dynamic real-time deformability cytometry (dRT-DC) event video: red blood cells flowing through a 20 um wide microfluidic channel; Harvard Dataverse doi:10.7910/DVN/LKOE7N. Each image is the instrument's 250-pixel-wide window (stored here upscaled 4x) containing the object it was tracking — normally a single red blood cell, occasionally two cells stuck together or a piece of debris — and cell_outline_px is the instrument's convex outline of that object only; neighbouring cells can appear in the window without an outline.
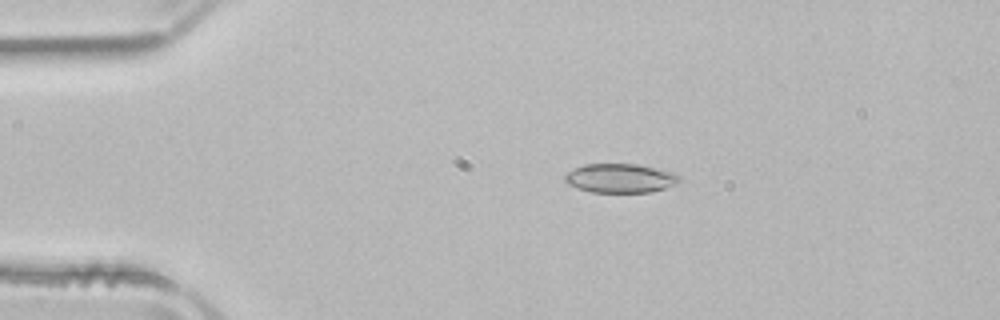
{"species": "common noctule bat (a hibernating species)", "species_latin": "Nyctalus noctula", "temperature_condition": "room temperature", "stored_images_in_passage": 4, "camera_frame_rate_fps": 3000, "um_per_image_px": 0.085, "animal": {"sex": "male", "body_mass_g": 21.5, "forearm_length_mm": 52.0}, "frame": {"image": 1, "passage_image": 2, "time_ms": 0.333, "image_size_px": [1000, 320], "cell_outline_px": [[680, 180], [676, 184], [652, 192], [592, 192], [568, 184], [564, 180], [564, 176], [568, 172], [584, 164], [636, 164], [672, 172], [680, 176]], "centroid_in_image_um": [52.73, 15.15], "position_along_channel_um": 32.3, "area_um2": 19.13}}
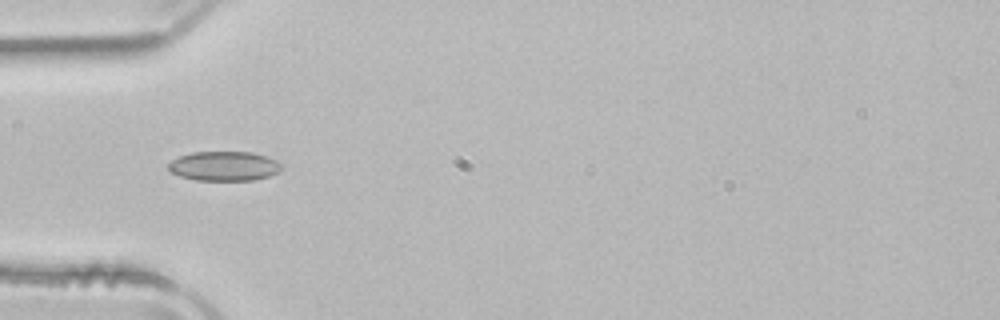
{"frame": {"image": 2, "passage_image": 3, "time_ms": 0.667, "image_size_px": [1000, 320], "cell_outline_px": [[284, 168], [268, 176], [252, 180], [196, 180], [180, 176], [172, 172], [168, 168], [168, 164], [172, 160], [180, 156], [192, 152], [252, 152], [276, 160], [284, 164]], "centroid_in_image_um": [19.07, 14.11], "position_along_channel_um": 65.9, "area_um2": 19.36}}
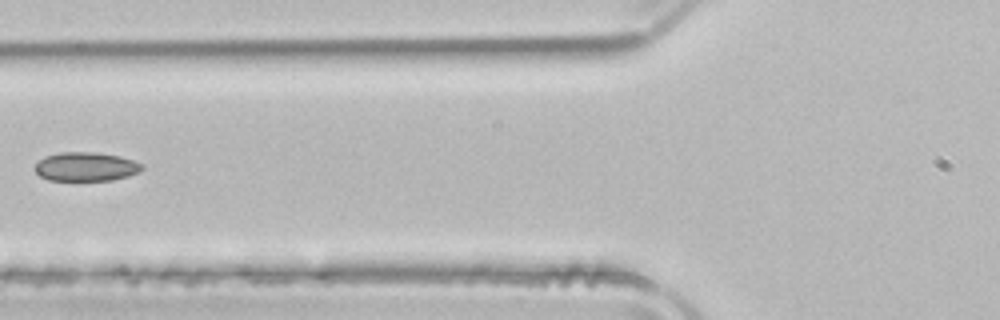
{"frame": {"image": 3, "passage_image": 4, "time_ms": 1.0, "image_size_px": [1000, 320], "cell_outline_px": [[144, 168], [140, 172], [128, 176], [112, 180], [48, 180], [40, 176], [32, 168], [44, 156], [60, 152], [96, 152], [120, 156], [144, 164]], "centroid_in_image_um": [7.31, 14.16], "position_along_channel_um": 118.5, "area_um2": 18.21}}